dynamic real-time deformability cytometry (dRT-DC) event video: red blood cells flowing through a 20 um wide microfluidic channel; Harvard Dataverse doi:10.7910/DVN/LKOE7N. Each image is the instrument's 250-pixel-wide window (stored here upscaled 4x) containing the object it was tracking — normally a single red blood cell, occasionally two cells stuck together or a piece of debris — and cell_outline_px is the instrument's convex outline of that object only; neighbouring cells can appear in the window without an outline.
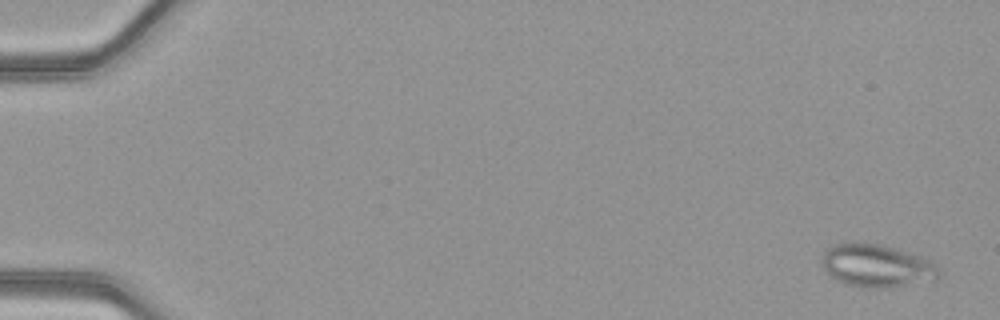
{"species": "common noctule bat (a hibernating species)", "species_latin": "Nyctalus noctula", "temperature_condition": "warm", "stored_images_in_passage": 51, "camera_frame_rate_fps": 3000, "um_per_image_px": 0.085, "animal": {"sex": "female", "body_mass_g": 21.9}, "frame": {"image": 1, "passage_image": 2, "time_ms": 0.333, "image_size_px": [1000, 320], "cell_outline_px": [[940, 276], [936, 280], [880, 288], [876, 288], [848, 284], [836, 280], [824, 268], [820, 260], [824, 252], [832, 244], [844, 240], [864, 240], [896, 248], [932, 260], [940, 268]], "centroid_in_image_um": [74.51, 22.52], "position_along_channel_um": 10.5, "area_um2": 29.82}}
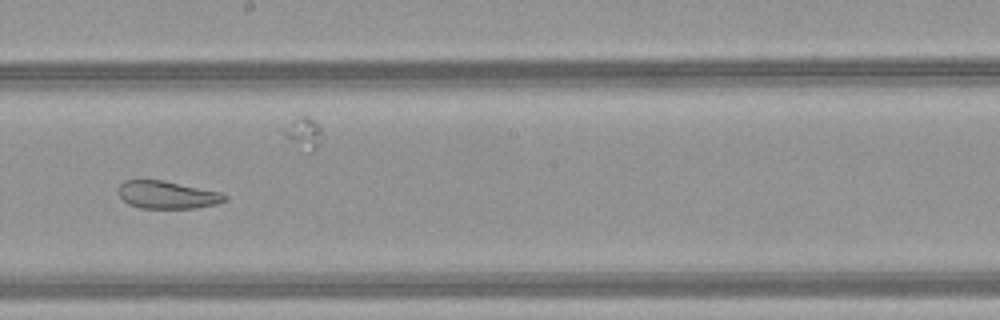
{"frame": {"image": 2, "passage_image": 30, "time_ms": 9.667, "image_size_px": [1000, 320], "cell_outline_px": [[228, 200], [216, 204], [196, 208], [140, 208], [128, 204], [120, 196], [120, 184], [124, 180], [164, 180], [220, 192], [228, 196]], "centroid_in_image_um": [14.25, 16.56], "position_along_channel_um": 234.0, "area_um2": 17.11}}
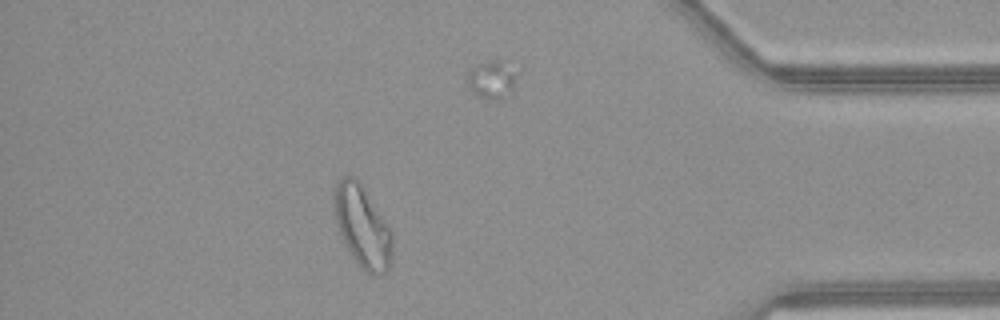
{"frame": {"image": 3, "passage_image": 45, "time_ms": 14.667, "image_size_px": [1000, 320], "cell_outline_px": [[392, 264], [380, 276], [372, 276], [364, 272], [360, 268], [344, 244], [336, 224], [332, 212], [332, 200], [336, 180], [344, 176], [356, 176], [364, 188], [392, 232]], "centroid_in_image_um": [30.76, 19.26], "position_along_channel_um": 404.4, "area_um2": 28.38}, "authors_computed_cell_mechanics": {"area_um2": 26.2412, "velocity_mm_per_s": 4.166, "shape_relaxation_time_tau1_ms": null, "shape_relaxation_time_tau2_ms": 1.4322, "deformation_change_tau1": null, "deformation_change_tau2": 0.087}}